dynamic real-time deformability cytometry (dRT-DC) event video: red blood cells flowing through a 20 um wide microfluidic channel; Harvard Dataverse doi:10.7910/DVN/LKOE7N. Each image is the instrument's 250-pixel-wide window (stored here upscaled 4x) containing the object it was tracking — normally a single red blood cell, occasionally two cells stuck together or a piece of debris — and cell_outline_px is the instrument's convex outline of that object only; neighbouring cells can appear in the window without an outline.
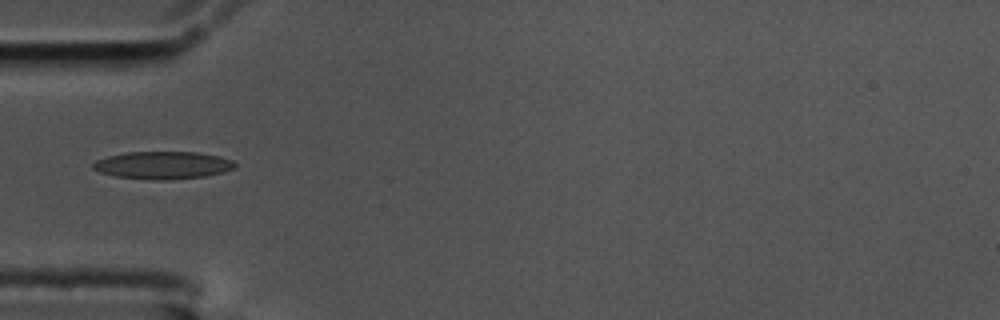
{"species": "common noctule bat (a hibernating species)", "species_latin": "Nyctalus noctula", "temperature_condition": "cold", "stored_images_in_passage": 38, "camera_frame_rate_fps": 3000, "um_per_image_px": 0.085, "animal": {"sex": "male", "body_mass_g": 17.5, "forearm_length_mm": 52.3}, "frame": {"image": 1, "passage_image": 1, "time_ms": 0.0, "image_size_px": [1000, 320], "cell_outline_px": [[236, 168], [224, 172], [204, 176], [168, 180], [156, 180], [112, 176], [100, 172], [92, 168], [92, 164], [96, 160], [108, 156], [128, 152], [196, 152], [220, 156], [232, 160], [236, 164]], "centroid_in_image_um": [13.85, 14.04], "position_along_channel_um": 71.2, "area_um2": 22.89}}
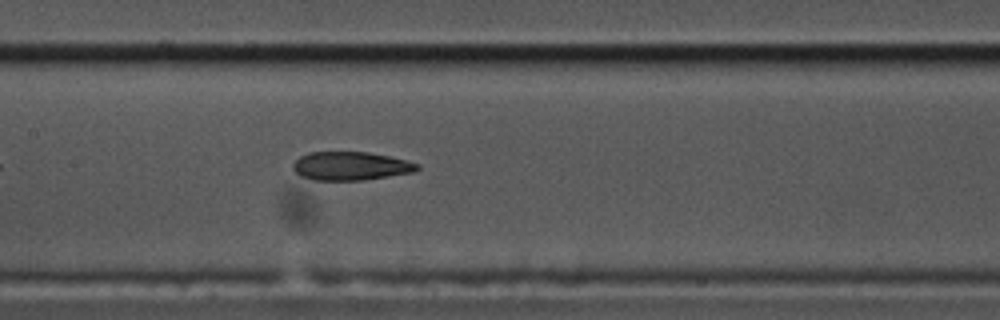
{"frame": {"image": 2, "passage_image": 10, "time_ms": 3.0, "image_size_px": [1000, 320], "cell_outline_px": [[420, 168], [416, 172], [364, 180], [312, 180], [300, 176], [292, 168], [292, 164], [300, 156], [308, 152], [368, 152], [408, 160], [420, 164]], "centroid_in_image_um": [29.83, 14.11], "position_along_channel_um": 177.6, "area_um2": 20.87}}
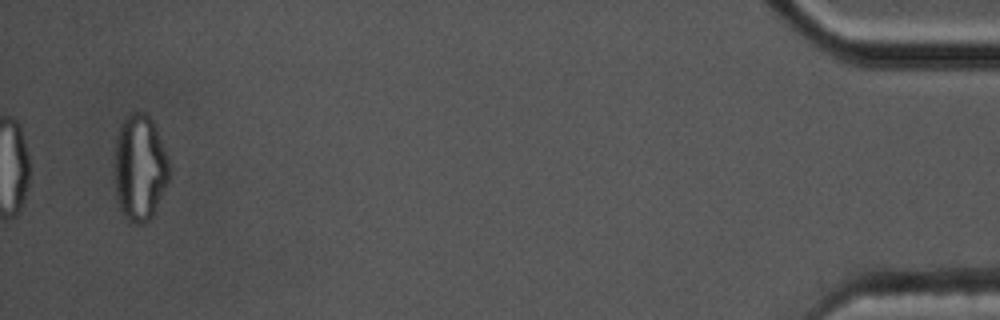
{"frame": {"image": 3, "passage_image": 38, "time_ms": 12.333, "image_size_px": [1000, 320], "cell_outline_px": [[168, 180], [156, 208], [152, 216], [144, 224], [136, 224], [128, 220], [124, 216], [120, 208], [116, 192], [112, 164], [116, 140], [120, 124], [124, 116], [128, 112], [144, 112], [152, 120], [168, 156]], "centroid_in_image_um": [11.83, 14.23], "position_along_channel_um": 423.4, "area_um2": 34.22}}